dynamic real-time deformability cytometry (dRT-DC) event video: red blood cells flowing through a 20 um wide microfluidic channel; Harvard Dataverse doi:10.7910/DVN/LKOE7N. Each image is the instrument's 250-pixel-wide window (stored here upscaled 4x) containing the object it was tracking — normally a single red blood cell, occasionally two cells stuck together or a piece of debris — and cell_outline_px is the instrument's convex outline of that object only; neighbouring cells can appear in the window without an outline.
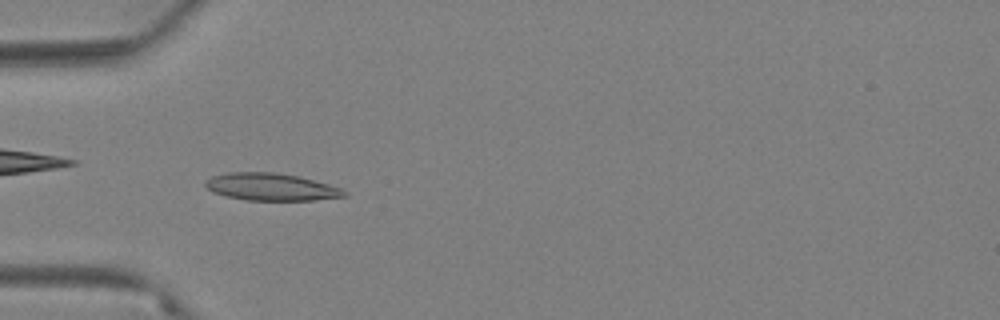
{"species": "Egyptian fruit bat (a non-hibernating species)", "species_latin": "Rousettus aegyptiacus", "temperature_condition": "warm", "stored_images_in_passage": 62, "camera_frame_rate_fps": 3000, "um_per_image_px": 0.085, "animal": {"sex": "female"}, "frame": {"image": 1, "passage_image": 20, "time_ms": 6.333, "image_size_px": [1000, 320], "cell_outline_px": [[348, 196], [316, 200], [248, 200], [224, 196], [212, 192], [204, 184], [204, 180], [212, 176], [228, 172], [276, 172], [300, 176], [328, 184], [340, 188], [348, 192]], "centroid_in_image_um": [23.04, 15.88], "position_along_channel_um": 62.0, "area_um2": 22.31}}
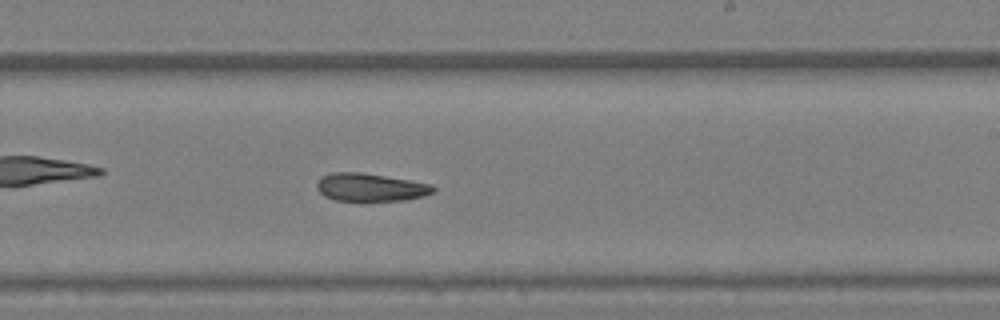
{"frame": {"image": 2, "passage_image": 38, "time_ms": 12.333, "image_size_px": [1000, 320], "cell_outline_px": [[436, 192], [424, 196], [404, 200], [364, 204], [336, 200], [324, 196], [316, 188], [316, 184], [320, 176], [332, 172], [360, 172], [432, 184], [436, 188]], "centroid_in_image_um": [31.47, 15.97], "position_along_channel_um": 257.5, "area_um2": 19.88}}
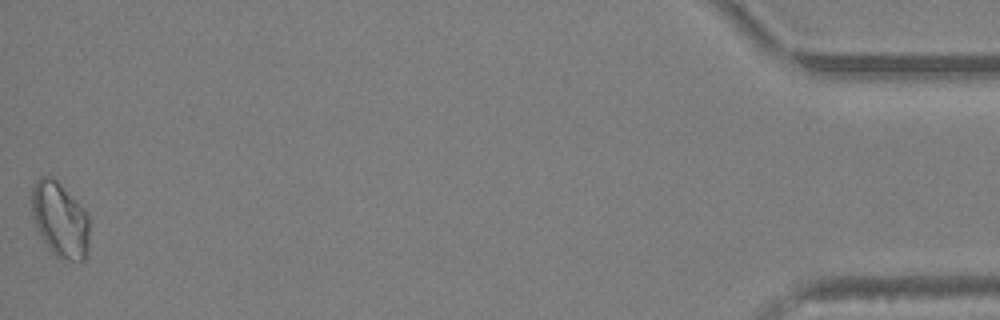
{"frame": {"image": 3, "passage_image": 62, "time_ms": 20.333, "image_size_px": [1000, 320], "cell_outline_px": [[88, 252], [84, 260], [60, 260], [48, 248], [40, 236], [32, 216], [32, 188], [36, 180], [40, 176], [48, 176], [56, 180], [84, 208], [88, 216]], "centroid_in_image_um": [5.09, 18.69], "position_along_channel_um": 430.1, "area_um2": 25.26}, "authors_computed_cell_mechanics": {"area_um2": 20.8369, "velocity_mm_per_s": 3.3215, "shape_relaxation_time_tau1_ms": null, "shape_relaxation_time_tau2_ms": 7.523, "deformation_change_tau1": null, "deformation_change_tau2": 0.1371}}